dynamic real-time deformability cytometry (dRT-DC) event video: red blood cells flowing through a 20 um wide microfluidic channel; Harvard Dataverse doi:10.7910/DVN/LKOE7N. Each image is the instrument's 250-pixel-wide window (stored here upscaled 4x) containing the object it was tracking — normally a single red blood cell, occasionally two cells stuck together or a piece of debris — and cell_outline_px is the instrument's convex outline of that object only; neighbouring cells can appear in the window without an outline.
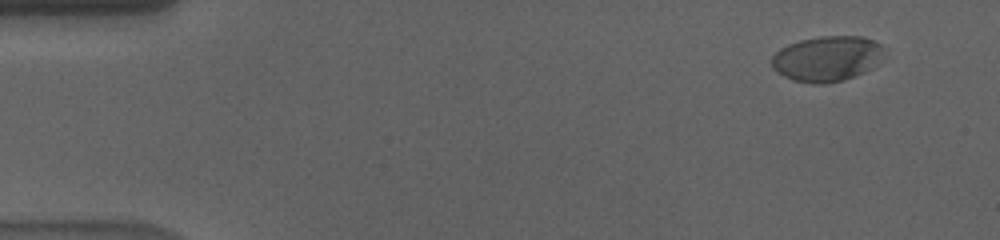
{"species": "human", "species_latin": "Homo sapiens", "temperature_condition": "cold", "stored_images_in_passage": 58, "camera_frame_rate_fps": 3000, "um_per_image_px": 0.085, "donor": {"sex": "male"}, "frame": {"image": 1, "passage_image": 5, "time_ms": 1.333, "image_size_px": [1000, 240], "cell_outline_px": [[884, 56], [872, 68], [856, 76], [824, 84], [812, 84], [792, 80], [784, 76], [772, 68], [772, 56], [780, 48], [788, 44], [800, 40], [820, 36], [864, 36], [880, 44]], "centroid_in_image_um": [70.28, 4.98], "position_along_channel_um": 14.7, "area_um2": 29.77}}
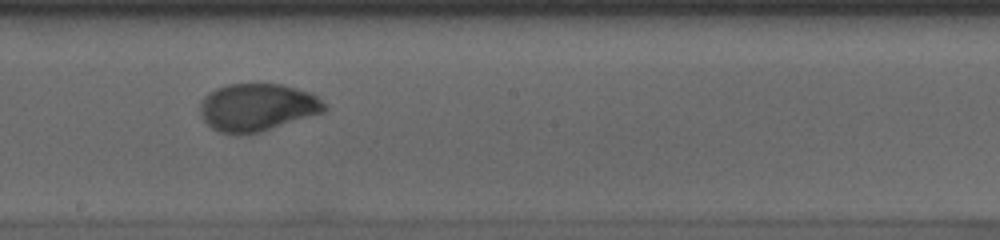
{"frame": {"image": 2, "passage_image": 33, "time_ms": 10.667, "image_size_px": [1000, 240], "cell_outline_px": [[328, 108], [324, 112], [260, 132], [240, 136], [236, 136], [220, 132], [212, 128], [204, 120], [200, 112], [200, 104], [204, 96], [208, 92], [216, 88], [228, 84], [280, 84], [312, 92], [328, 104]], "centroid_in_image_um": [21.88, 9.13], "position_along_channel_um": 226.3, "area_um2": 34.91}}
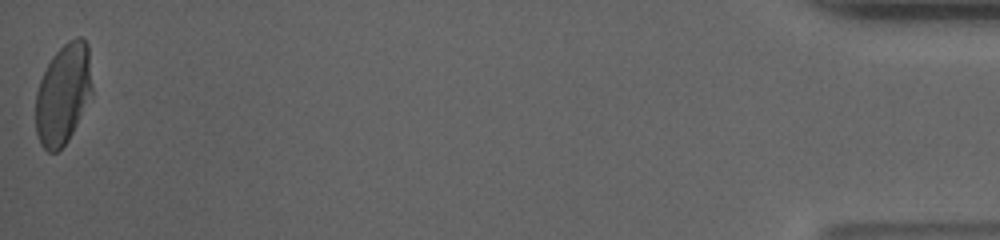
{"frame": {"image": 3, "passage_image": 58, "time_ms": 19.0, "image_size_px": [1000, 240], "cell_outline_px": [[92, 92], [68, 140], [56, 152], [48, 152], [40, 144], [36, 132], [36, 92], [40, 80], [52, 56], [68, 40], [76, 36], [80, 36], [88, 44], [92, 88]], "centroid_in_image_um": [5.36, 7.97], "position_along_channel_um": 429.8, "area_um2": 32.71}, "authors_computed_cell_mechanics": {"area_um2": 33.6685, "velocity_mm_per_s": 3.5736, "shape_relaxation_time_tau1_ms": 8.0793, "shape_relaxation_time_tau2_ms": null, "deformation_change_tau1": 0.2065, "deformation_change_tau2": null}}